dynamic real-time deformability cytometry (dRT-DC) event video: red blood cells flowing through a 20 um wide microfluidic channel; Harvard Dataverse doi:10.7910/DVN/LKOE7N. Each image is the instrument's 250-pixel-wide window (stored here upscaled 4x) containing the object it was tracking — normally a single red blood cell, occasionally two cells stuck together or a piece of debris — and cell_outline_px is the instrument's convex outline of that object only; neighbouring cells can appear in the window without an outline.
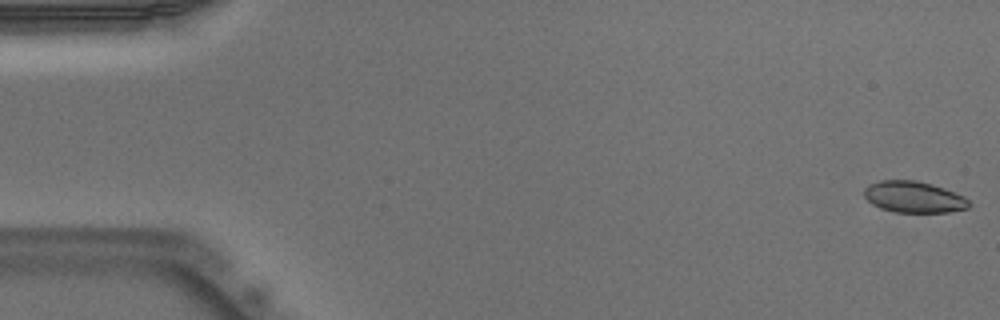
{"species": "Egyptian fruit bat (a non-hibernating species)", "species_latin": "Rousettus aegyptiacus", "temperature_condition": "warm", "stored_images_in_passage": 51, "camera_frame_rate_fps": 3000, "um_per_image_px": 0.085, "animal": {"sex": "male"}, "frame": {"image": 1, "passage_image": 1, "time_ms": 0.0, "image_size_px": [1000, 320], "cell_outline_px": [[972, 204], [968, 208], [948, 212], [896, 212], [880, 208], [872, 204], [864, 196], [864, 188], [868, 184], [880, 180], [916, 180], [932, 184], [944, 188], [964, 196]], "centroid_in_image_um": [77.67, 16.74], "position_along_channel_um": 7.3, "area_um2": 19.25}}
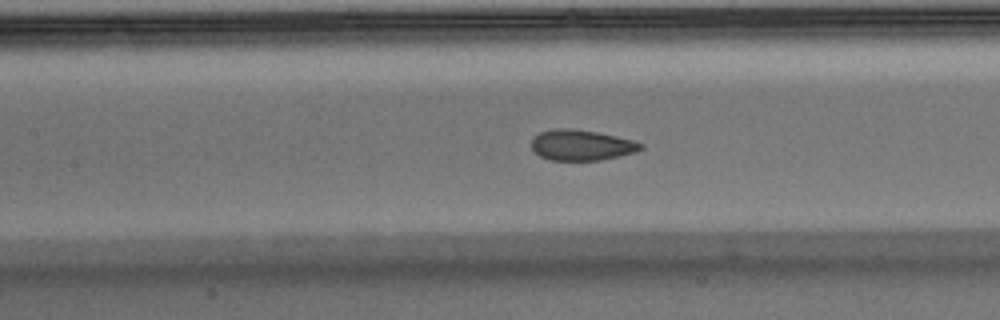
{"frame": {"image": 2, "passage_image": 23, "time_ms": 7.333, "image_size_px": [1000, 320], "cell_outline_px": [[644, 148], [620, 156], [600, 160], [552, 160], [540, 156], [532, 148], [532, 140], [540, 132], [552, 128], [572, 128], [596, 132], [616, 136], [632, 140], [644, 144]], "centroid_in_image_um": [49.42, 12.32], "position_along_channel_um": 158.0, "area_um2": 19.36}}
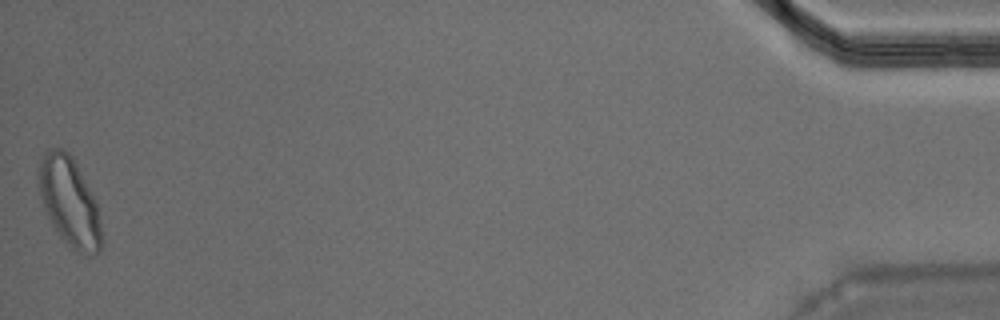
{"frame": {"image": 3, "passage_image": 51, "time_ms": 16.667, "image_size_px": [1000, 320], "cell_outline_px": [[104, 240], [100, 252], [92, 256], [88, 256], [72, 248], [60, 236], [52, 224], [44, 208], [36, 176], [36, 172], [40, 160], [44, 152], [48, 148], [64, 148], [72, 156], [96, 200]], "centroid_in_image_um": [5.91, 17.15], "position_along_channel_um": 429.3, "area_um2": 33.06}, "authors_computed_cell_mechanics": {"area_um2": 20.1722, "velocity_mm_per_s": 3.9279, "shape_relaxation_time_tau1_ms": 4.9688, "shape_relaxation_time_tau2_ms": 0.8306, "deformation_change_tau1": 0.1236, "deformation_change_tau2": 0.0361}}